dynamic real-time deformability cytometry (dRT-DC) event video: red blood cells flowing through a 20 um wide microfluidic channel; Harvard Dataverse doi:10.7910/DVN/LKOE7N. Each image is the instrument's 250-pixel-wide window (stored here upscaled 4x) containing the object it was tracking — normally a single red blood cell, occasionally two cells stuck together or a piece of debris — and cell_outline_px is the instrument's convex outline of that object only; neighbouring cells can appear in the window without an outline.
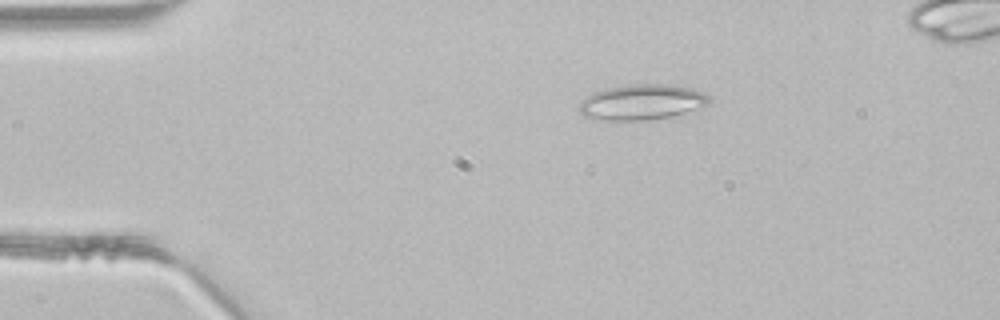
{"species": "common noctule bat (a hibernating species)", "species_latin": "Nyctalus noctula", "temperature_condition": "room temperature", "stored_images_in_passage": 3, "camera_frame_rate_fps": 3000, "um_per_image_px": 0.085, "animal": {"sex": "male", "body_mass_g": 21.5, "forearm_length_mm": 52.0}, "frame": {"image": 1, "passage_image": 1, "time_ms": 0.0, "image_size_px": [1000, 320], "cell_outline_px": [[712, 100], [708, 104], [672, 116], [648, 120], [592, 120], [584, 116], [580, 112], [580, 104], [588, 96], [596, 92], [608, 88], [628, 84], [668, 84], [692, 88], [704, 92]], "centroid_in_image_um": [54.57, 8.68], "position_along_channel_um": 30.4, "area_um2": 26.7}}